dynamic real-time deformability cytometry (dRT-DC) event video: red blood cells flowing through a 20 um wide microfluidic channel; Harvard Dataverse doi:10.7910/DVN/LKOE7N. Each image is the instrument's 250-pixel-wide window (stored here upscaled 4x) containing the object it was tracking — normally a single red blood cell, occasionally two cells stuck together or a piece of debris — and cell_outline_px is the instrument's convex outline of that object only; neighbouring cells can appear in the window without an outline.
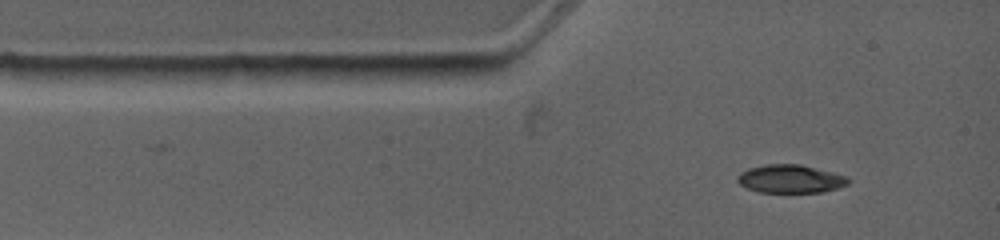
{"species": "common noctule bat (a hibernating species)", "species_latin": "Nyctalus noctula", "temperature_condition": "warm", "stored_images_in_passage": 7, "camera_frame_rate_fps": 4500, "um_per_image_px": 0.085, "animal": {"sex": "female", "body_mass_g": 19.0, "forearm_length_mm": 53.3}, "frame": {"image": 1, "passage_image": 1, "time_ms": 0.0, "image_size_px": [1000, 240], "cell_outline_px": [[852, 180], [848, 184], [836, 188], [820, 192], [760, 192], [748, 188], [740, 184], [736, 180], [736, 176], [740, 172], [748, 168], [768, 164], [800, 164], [848, 176]], "centroid_in_image_um": [67.18, 15.19], "position_along_channel_um": 17.8, "area_um2": 18.21}}
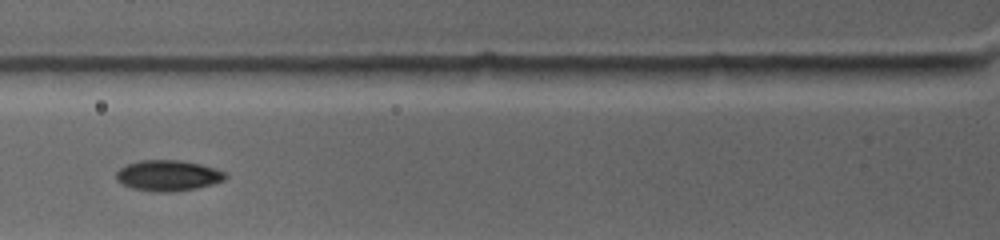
{"frame": {"image": 2, "passage_image": 4, "time_ms": 2.889, "image_size_px": [1000, 240], "cell_outline_px": [[228, 176], [224, 180], [212, 184], [196, 188], [172, 192], [152, 192], [132, 188], [116, 180], [116, 172], [120, 168], [128, 164], [140, 160], [180, 160], [200, 164], [216, 168], [224, 172]], "centroid_in_image_um": [14.28, 14.92], "position_along_channel_um": 111.5, "area_um2": 19.59}}
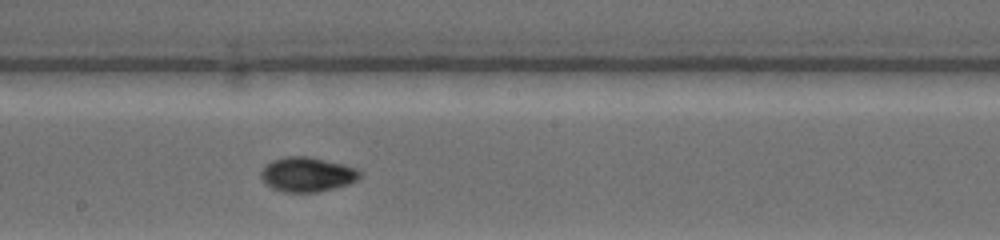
{"frame": {"image": 3, "passage_image": 7, "time_ms": 5.778, "image_size_px": [1000, 240], "cell_outline_px": [[360, 176], [356, 180], [348, 184], [316, 192], [284, 192], [272, 188], [264, 184], [260, 176], [260, 172], [272, 160], [284, 156], [308, 156], [344, 164], [356, 168], [360, 172]], "centroid_in_image_um": [26.08, 14.82], "position_along_channel_um": 222.1, "area_um2": 19.88}}